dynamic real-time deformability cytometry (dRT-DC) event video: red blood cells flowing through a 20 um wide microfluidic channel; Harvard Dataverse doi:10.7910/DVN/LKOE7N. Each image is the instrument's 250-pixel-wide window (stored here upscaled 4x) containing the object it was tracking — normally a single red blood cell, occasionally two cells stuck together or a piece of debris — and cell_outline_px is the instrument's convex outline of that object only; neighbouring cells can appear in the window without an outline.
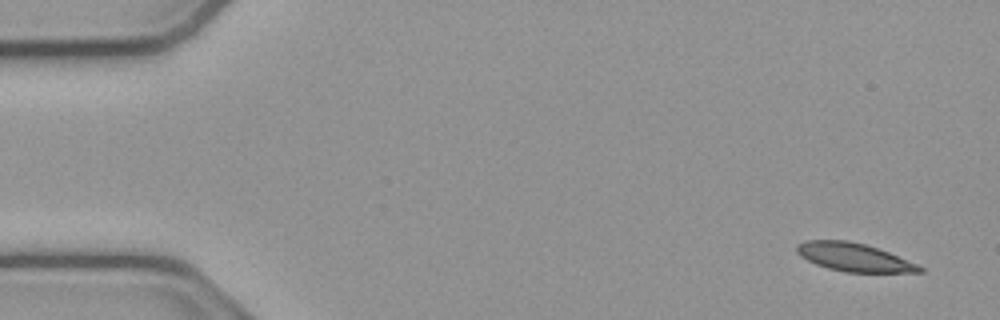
{"species": "common noctule bat (a hibernating species)", "species_latin": "Nyctalus noctula", "temperature_condition": "cold", "stored_images_in_passage": 52, "camera_frame_rate_fps": 3000, "um_per_image_px": 0.085, "animal": {"sex": "male", "body_mass_g": 23.1, "forearm_length_mm": 52.7}, "frame": {"image": 1, "passage_image": 1, "time_ms": 0.0, "image_size_px": [1000, 320], "cell_outline_px": [[924, 272], [844, 272], [828, 268], [816, 264], [800, 256], [796, 252], [796, 244], [804, 240], [848, 240], [864, 244], [888, 252], [916, 264], [924, 268]], "centroid_in_image_um": [72.53, 21.86], "position_along_channel_um": 12.5, "area_um2": 20.06}}
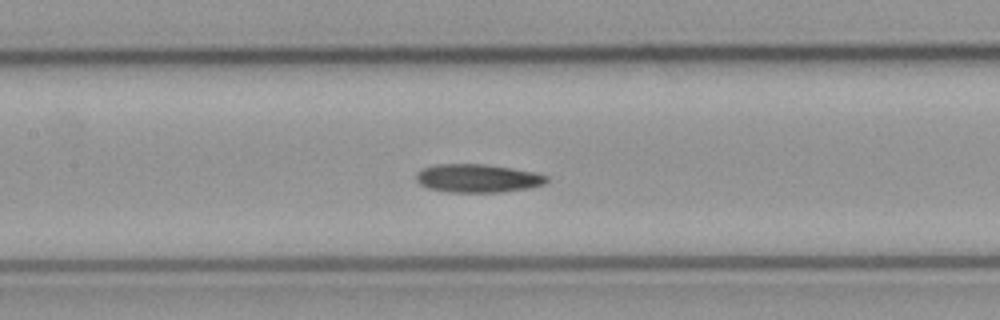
{"frame": {"image": 2, "passage_image": 23, "time_ms": 7.333, "image_size_px": [1000, 320], "cell_outline_px": [[548, 180], [544, 184], [528, 188], [500, 192], [448, 192], [428, 188], [420, 184], [416, 180], [416, 172], [424, 168], [436, 164], [484, 164], [512, 168], [536, 172], [548, 176]], "centroid_in_image_um": [40.6, 15.15], "position_along_channel_um": 166.8, "area_um2": 21.56}}
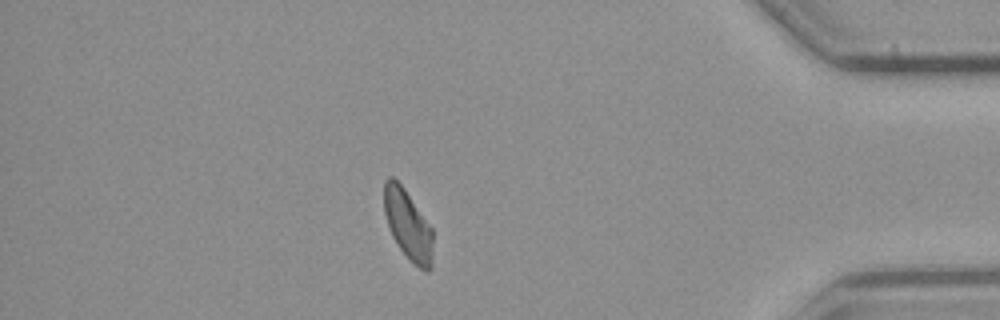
{"frame": {"image": 3, "passage_image": 45, "time_ms": 14.667, "image_size_px": [1000, 320], "cell_outline_px": [[432, 268], [428, 272], [424, 272], [412, 264], [408, 260], [396, 244], [392, 236], [384, 212], [384, 180], [388, 176], [392, 176], [404, 188], [432, 228]], "centroid_in_image_um": [34.67, 19.16], "position_along_channel_um": 400.5, "area_um2": 20.11}}